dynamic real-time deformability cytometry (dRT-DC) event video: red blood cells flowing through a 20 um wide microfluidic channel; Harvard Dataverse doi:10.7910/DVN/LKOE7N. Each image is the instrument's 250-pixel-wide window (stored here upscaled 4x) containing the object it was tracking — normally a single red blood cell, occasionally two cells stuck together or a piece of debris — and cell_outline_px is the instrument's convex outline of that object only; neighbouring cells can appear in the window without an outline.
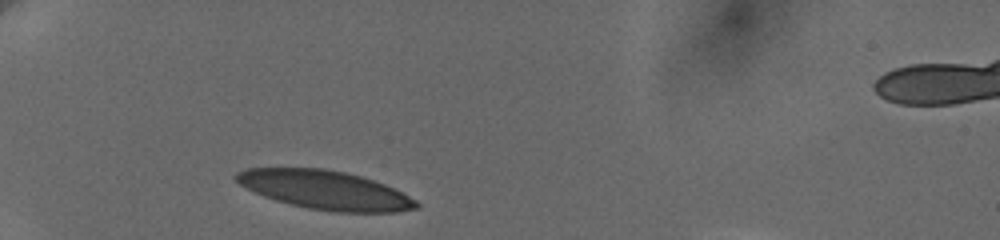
{"species": "human", "species_latin": "Homo sapiens", "temperature_condition": "cold", "stored_images_in_passage": 3, "camera_frame_rate_fps": 3000, "um_per_image_px": 0.085, "donor": {"sex": "female"}, "frame": {"image": 1, "passage_image": 1, "time_ms": 0.0, "image_size_px": [1000, 240], "cell_outline_px": [[420, 208], [396, 212], [332, 212], [308, 208], [276, 200], [264, 196], [244, 188], [232, 176], [236, 172], [244, 168], [324, 168], [344, 172], [360, 176], [384, 184], [416, 200], [420, 204]], "centroid_in_image_um": [27.59, 16.15], "position_along_channel_um": 57.4, "area_um2": 40.63}}
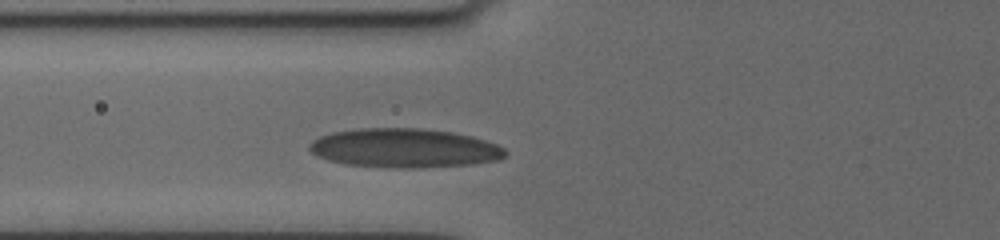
{"frame": {"image": 2, "passage_image": 3, "time_ms": 1.667, "image_size_px": [1000, 240], "cell_outline_px": [[508, 156], [500, 160], [472, 164], [412, 168], [388, 168], [344, 164], [328, 160], [316, 156], [308, 148], [308, 144], [312, 140], [320, 136], [332, 132], [360, 128], [420, 128], [452, 132], [472, 136], [496, 144], [504, 148], [508, 152]], "centroid_in_image_um": [34.37, 12.59], "position_along_channel_um": 91.4, "area_um2": 45.03}}